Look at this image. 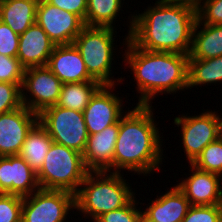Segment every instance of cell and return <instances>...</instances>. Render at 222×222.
<instances>
[{
    "label": "cell",
    "instance_id": "1",
    "mask_svg": "<svg viewBox=\"0 0 222 222\" xmlns=\"http://www.w3.org/2000/svg\"><path fill=\"white\" fill-rule=\"evenodd\" d=\"M153 5L131 15L125 36L147 51L189 55L197 10L181 0H156Z\"/></svg>",
    "mask_w": 222,
    "mask_h": 222
},
{
    "label": "cell",
    "instance_id": "2",
    "mask_svg": "<svg viewBox=\"0 0 222 222\" xmlns=\"http://www.w3.org/2000/svg\"><path fill=\"white\" fill-rule=\"evenodd\" d=\"M152 105H137L119 119V133L114 150V172L134 171L148 176L160 170L162 136L156 127ZM161 136V137H160Z\"/></svg>",
    "mask_w": 222,
    "mask_h": 222
},
{
    "label": "cell",
    "instance_id": "3",
    "mask_svg": "<svg viewBox=\"0 0 222 222\" xmlns=\"http://www.w3.org/2000/svg\"><path fill=\"white\" fill-rule=\"evenodd\" d=\"M124 40L127 50L122 57L125 55L123 60L136 80V89L140 93L137 105L151 106V100L157 94H176L188 88L189 55L147 51L136 47L128 37Z\"/></svg>",
    "mask_w": 222,
    "mask_h": 222
},
{
    "label": "cell",
    "instance_id": "4",
    "mask_svg": "<svg viewBox=\"0 0 222 222\" xmlns=\"http://www.w3.org/2000/svg\"><path fill=\"white\" fill-rule=\"evenodd\" d=\"M130 185L121 173L89 171L75 194V209L95 222L101 215L126 206L136 197Z\"/></svg>",
    "mask_w": 222,
    "mask_h": 222
},
{
    "label": "cell",
    "instance_id": "5",
    "mask_svg": "<svg viewBox=\"0 0 222 222\" xmlns=\"http://www.w3.org/2000/svg\"><path fill=\"white\" fill-rule=\"evenodd\" d=\"M88 172L80 152L53 142L37 172V180L40 189L64 190L75 195Z\"/></svg>",
    "mask_w": 222,
    "mask_h": 222
},
{
    "label": "cell",
    "instance_id": "6",
    "mask_svg": "<svg viewBox=\"0 0 222 222\" xmlns=\"http://www.w3.org/2000/svg\"><path fill=\"white\" fill-rule=\"evenodd\" d=\"M115 32L112 27L85 26L73 41L88 73L102 85L117 84L111 79Z\"/></svg>",
    "mask_w": 222,
    "mask_h": 222
},
{
    "label": "cell",
    "instance_id": "7",
    "mask_svg": "<svg viewBox=\"0 0 222 222\" xmlns=\"http://www.w3.org/2000/svg\"><path fill=\"white\" fill-rule=\"evenodd\" d=\"M38 122L54 143L83 154L88 139L83 112L55 105L38 114Z\"/></svg>",
    "mask_w": 222,
    "mask_h": 222
},
{
    "label": "cell",
    "instance_id": "8",
    "mask_svg": "<svg viewBox=\"0 0 222 222\" xmlns=\"http://www.w3.org/2000/svg\"><path fill=\"white\" fill-rule=\"evenodd\" d=\"M75 209V195L64 190L39 189L23 197L21 222H65Z\"/></svg>",
    "mask_w": 222,
    "mask_h": 222
},
{
    "label": "cell",
    "instance_id": "9",
    "mask_svg": "<svg viewBox=\"0 0 222 222\" xmlns=\"http://www.w3.org/2000/svg\"><path fill=\"white\" fill-rule=\"evenodd\" d=\"M62 84L47 66L26 68L21 84L22 104L40 114L57 104Z\"/></svg>",
    "mask_w": 222,
    "mask_h": 222
},
{
    "label": "cell",
    "instance_id": "10",
    "mask_svg": "<svg viewBox=\"0 0 222 222\" xmlns=\"http://www.w3.org/2000/svg\"><path fill=\"white\" fill-rule=\"evenodd\" d=\"M216 111H206L194 116L182 115L174 118V124L181 128L182 146L189 164H192L202 150L219 138V120Z\"/></svg>",
    "mask_w": 222,
    "mask_h": 222
},
{
    "label": "cell",
    "instance_id": "11",
    "mask_svg": "<svg viewBox=\"0 0 222 222\" xmlns=\"http://www.w3.org/2000/svg\"><path fill=\"white\" fill-rule=\"evenodd\" d=\"M36 23L55 45L73 44L85 27V22L78 15L62 10L46 0L38 2Z\"/></svg>",
    "mask_w": 222,
    "mask_h": 222
},
{
    "label": "cell",
    "instance_id": "12",
    "mask_svg": "<svg viewBox=\"0 0 222 222\" xmlns=\"http://www.w3.org/2000/svg\"><path fill=\"white\" fill-rule=\"evenodd\" d=\"M114 86L102 85L85 107L83 114L88 135L99 133L116 124L124 115L123 100L113 93Z\"/></svg>",
    "mask_w": 222,
    "mask_h": 222
},
{
    "label": "cell",
    "instance_id": "13",
    "mask_svg": "<svg viewBox=\"0 0 222 222\" xmlns=\"http://www.w3.org/2000/svg\"><path fill=\"white\" fill-rule=\"evenodd\" d=\"M38 114L24 105L0 114V156L19 155Z\"/></svg>",
    "mask_w": 222,
    "mask_h": 222
},
{
    "label": "cell",
    "instance_id": "14",
    "mask_svg": "<svg viewBox=\"0 0 222 222\" xmlns=\"http://www.w3.org/2000/svg\"><path fill=\"white\" fill-rule=\"evenodd\" d=\"M39 189L37 173L20 155L0 156V193L26 197Z\"/></svg>",
    "mask_w": 222,
    "mask_h": 222
},
{
    "label": "cell",
    "instance_id": "15",
    "mask_svg": "<svg viewBox=\"0 0 222 222\" xmlns=\"http://www.w3.org/2000/svg\"><path fill=\"white\" fill-rule=\"evenodd\" d=\"M192 174L182 178L176 186L184 193L191 205L222 204V176L202 171L190 164ZM184 179V180H183Z\"/></svg>",
    "mask_w": 222,
    "mask_h": 222
},
{
    "label": "cell",
    "instance_id": "16",
    "mask_svg": "<svg viewBox=\"0 0 222 222\" xmlns=\"http://www.w3.org/2000/svg\"><path fill=\"white\" fill-rule=\"evenodd\" d=\"M119 133V121L103 131L88 135L83 159L89 171L114 172V150Z\"/></svg>",
    "mask_w": 222,
    "mask_h": 222
},
{
    "label": "cell",
    "instance_id": "17",
    "mask_svg": "<svg viewBox=\"0 0 222 222\" xmlns=\"http://www.w3.org/2000/svg\"><path fill=\"white\" fill-rule=\"evenodd\" d=\"M47 67L63 84L97 81L88 73L83 58L74 44L56 45Z\"/></svg>",
    "mask_w": 222,
    "mask_h": 222
},
{
    "label": "cell",
    "instance_id": "18",
    "mask_svg": "<svg viewBox=\"0 0 222 222\" xmlns=\"http://www.w3.org/2000/svg\"><path fill=\"white\" fill-rule=\"evenodd\" d=\"M56 45L36 22L19 35L17 58L26 69L47 66Z\"/></svg>",
    "mask_w": 222,
    "mask_h": 222
},
{
    "label": "cell",
    "instance_id": "19",
    "mask_svg": "<svg viewBox=\"0 0 222 222\" xmlns=\"http://www.w3.org/2000/svg\"><path fill=\"white\" fill-rule=\"evenodd\" d=\"M173 186L165 194L157 196L156 200H150V205L142 211L141 220L182 222L191 204L184 193L176 185Z\"/></svg>",
    "mask_w": 222,
    "mask_h": 222
},
{
    "label": "cell",
    "instance_id": "20",
    "mask_svg": "<svg viewBox=\"0 0 222 222\" xmlns=\"http://www.w3.org/2000/svg\"><path fill=\"white\" fill-rule=\"evenodd\" d=\"M219 56H222V25L203 24L197 19L193 28L188 59H208Z\"/></svg>",
    "mask_w": 222,
    "mask_h": 222
},
{
    "label": "cell",
    "instance_id": "21",
    "mask_svg": "<svg viewBox=\"0 0 222 222\" xmlns=\"http://www.w3.org/2000/svg\"><path fill=\"white\" fill-rule=\"evenodd\" d=\"M39 0H0V20L18 35L36 22Z\"/></svg>",
    "mask_w": 222,
    "mask_h": 222
},
{
    "label": "cell",
    "instance_id": "22",
    "mask_svg": "<svg viewBox=\"0 0 222 222\" xmlns=\"http://www.w3.org/2000/svg\"><path fill=\"white\" fill-rule=\"evenodd\" d=\"M52 143L46 129L37 122L27 134L19 155L37 173L43 166Z\"/></svg>",
    "mask_w": 222,
    "mask_h": 222
},
{
    "label": "cell",
    "instance_id": "23",
    "mask_svg": "<svg viewBox=\"0 0 222 222\" xmlns=\"http://www.w3.org/2000/svg\"><path fill=\"white\" fill-rule=\"evenodd\" d=\"M102 86L99 81L62 84L57 106L83 112L91 97Z\"/></svg>",
    "mask_w": 222,
    "mask_h": 222
},
{
    "label": "cell",
    "instance_id": "24",
    "mask_svg": "<svg viewBox=\"0 0 222 222\" xmlns=\"http://www.w3.org/2000/svg\"><path fill=\"white\" fill-rule=\"evenodd\" d=\"M222 82V56L188 59V88Z\"/></svg>",
    "mask_w": 222,
    "mask_h": 222
},
{
    "label": "cell",
    "instance_id": "25",
    "mask_svg": "<svg viewBox=\"0 0 222 222\" xmlns=\"http://www.w3.org/2000/svg\"><path fill=\"white\" fill-rule=\"evenodd\" d=\"M124 0H87L85 26L112 27Z\"/></svg>",
    "mask_w": 222,
    "mask_h": 222
},
{
    "label": "cell",
    "instance_id": "26",
    "mask_svg": "<svg viewBox=\"0 0 222 222\" xmlns=\"http://www.w3.org/2000/svg\"><path fill=\"white\" fill-rule=\"evenodd\" d=\"M192 165L199 170L222 176V140L218 138L205 147Z\"/></svg>",
    "mask_w": 222,
    "mask_h": 222
},
{
    "label": "cell",
    "instance_id": "27",
    "mask_svg": "<svg viewBox=\"0 0 222 222\" xmlns=\"http://www.w3.org/2000/svg\"><path fill=\"white\" fill-rule=\"evenodd\" d=\"M182 222H222V204L191 205Z\"/></svg>",
    "mask_w": 222,
    "mask_h": 222
},
{
    "label": "cell",
    "instance_id": "28",
    "mask_svg": "<svg viewBox=\"0 0 222 222\" xmlns=\"http://www.w3.org/2000/svg\"><path fill=\"white\" fill-rule=\"evenodd\" d=\"M23 197L0 193V222H21Z\"/></svg>",
    "mask_w": 222,
    "mask_h": 222
},
{
    "label": "cell",
    "instance_id": "29",
    "mask_svg": "<svg viewBox=\"0 0 222 222\" xmlns=\"http://www.w3.org/2000/svg\"><path fill=\"white\" fill-rule=\"evenodd\" d=\"M135 197L124 207L101 215L95 222H140L142 210Z\"/></svg>",
    "mask_w": 222,
    "mask_h": 222
},
{
    "label": "cell",
    "instance_id": "30",
    "mask_svg": "<svg viewBox=\"0 0 222 222\" xmlns=\"http://www.w3.org/2000/svg\"><path fill=\"white\" fill-rule=\"evenodd\" d=\"M21 84L0 82V114L23 106Z\"/></svg>",
    "mask_w": 222,
    "mask_h": 222
},
{
    "label": "cell",
    "instance_id": "31",
    "mask_svg": "<svg viewBox=\"0 0 222 222\" xmlns=\"http://www.w3.org/2000/svg\"><path fill=\"white\" fill-rule=\"evenodd\" d=\"M24 70L17 57L0 54V82L22 83Z\"/></svg>",
    "mask_w": 222,
    "mask_h": 222
},
{
    "label": "cell",
    "instance_id": "32",
    "mask_svg": "<svg viewBox=\"0 0 222 222\" xmlns=\"http://www.w3.org/2000/svg\"><path fill=\"white\" fill-rule=\"evenodd\" d=\"M197 19L203 24L222 25V0H210L197 9Z\"/></svg>",
    "mask_w": 222,
    "mask_h": 222
},
{
    "label": "cell",
    "instance_id": "33",
    "mask_svg": "<svg viewBox=\"0 0 222 222\" xmlns=\"http://www.w3.org/2000/svg\"><path fill=\"white\" fill-rule=\"evenodd\" d=\"M19 35L0 20V54L17 57Z\"/></svg>",
    "mask_w": 222,
    "mask_h": 222
},
{
    "label": "cell",
    "instance_id": "34",
    "mask_svg": "<svg viewBox=\"0 0 222 222\" xmlns=\"http://www.w3.org/2000/svg\"><path fill=\"white\" fill-rule=\"evenodd\" d=\"M48 3L78 15L85 22L87 0H46Z\"/></svg>",
    "mask_w": 222,
    "mask_h": 222
},
{
    "label": "cell",
    "instance_id": "35",
    "mask_svg": "<svg viewBox=\"0 0 222 222\" xmlns=\"http://www.w3.org/2000/svg\"><path fill=\"white\" fill-rule=\"evenodd\" d=\"M181 1L185 2L186 4L197 10L199 7H201L202 4L210 0H181Z\"/></svg>",
    "mask_w": 222,
    "mask_h": 222
},
{
    "label": "cell",
    "instance_id": "36",
    "mask_svg": "<svg viewBox=\"0 0 222 222\" xmlns=\"http://www.w3.org/2000/svg\"><path fill=\"white\" fill-rule=\"evenodd\" d=\"M217 116H218V120H219V138L222 140V117L220 115H218V113H217Z\"/></svg>",
    "mask_w": 222,
    "mask_h": 222
},
{
    "label": "cell",
    "instance_id": "37",
    "mask_svg": "<svg viewBox=\"0 0 222 222\" xmlns=\"http://www.w3.org/2000/svg\"><path fill=\"white\" fill-rule=\"evenodd\" d=\"M140 222H157V221H152V220H140Z\"/></svg>",
    "mask_w": 222,
    "mask_h": 222
}]
</instances>
